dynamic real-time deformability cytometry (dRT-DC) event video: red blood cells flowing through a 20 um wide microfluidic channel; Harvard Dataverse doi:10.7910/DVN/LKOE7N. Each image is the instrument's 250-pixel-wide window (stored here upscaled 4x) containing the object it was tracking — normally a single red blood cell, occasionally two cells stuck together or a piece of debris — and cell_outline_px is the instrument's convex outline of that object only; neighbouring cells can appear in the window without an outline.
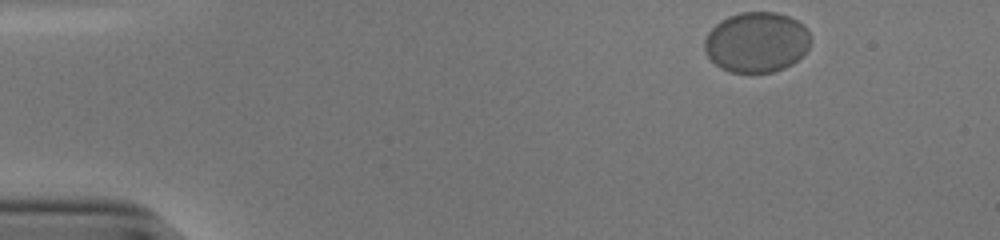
{"species": "human", "species_latin": "Homo sapiens", "temperature_condition": "cold", "stored_images_in_passage": 39, "camera_frame_rate_fps": 3000, "um_per_image_px": 0.085, "donor": {"sex": "male"}, "frame": {"image": 1, "passage_image": 1, "time_ms": 0.0, "image_size_px": [1000, 240], "cell_outline_px": [[812, 40], [808, 48], [792, 64], [784, 68], [772, 72], [732, 72], [720, 68], [704, 52], [704, 40], [708, 32], [720, 20], [728, 16], [740, 12], [776, 12], [788, 16], [804, 24], [808, 28]], "centroid_in_image_um": [64.31, 3.57], "position_along_channel_um": 20.7, "area_um2": 37.51}}
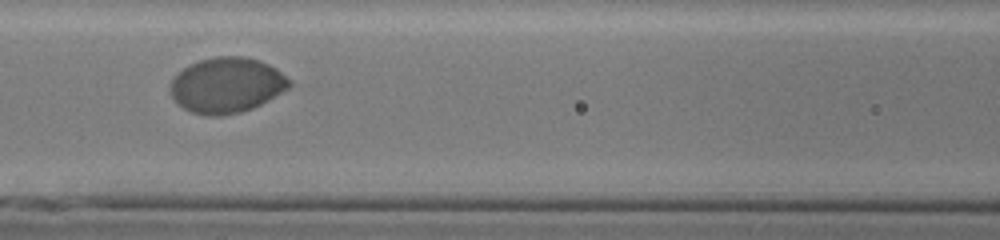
{"frame": {"image": 2, "passage_image": 19, "time_ms": 6.0, "image_size_px": [1000, 240], "cell_outline_px": [[292, 84], [288, 88], [268, 100], [252, 108], [240, 112], [220, 116], [204, 116], [192, 112], [184, 108], [172, 96], [168, 88], [176, 72], [188, 64], [200, 60], [216, 56], [244, 56], [268, 64], [276, 68], [292, 80]], "centroid_in_image_um": [19.25, 7.23], "position_along_channel_um": 147.4, "area_um2": 38.55}}
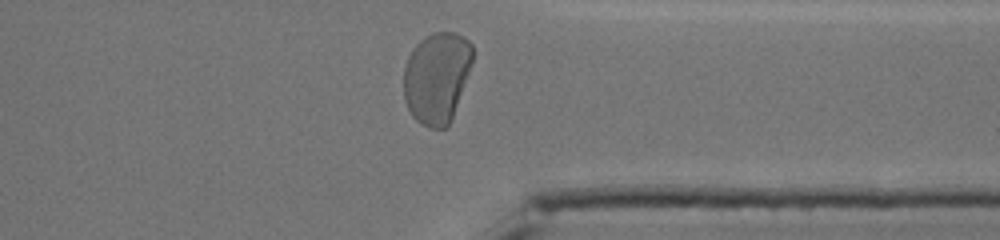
{"frame": {"image": 3, "passage_image": 37, "time_ms": 12.0, "image_size_px": [1000, 240], "cell_outline_px": [[472, 64], [452, 120], [448, 128], [432, 128], [420, 124], [412, 116], [404, 100], [404, 68], [408, 56], [412, 48], [420, 40], [432, 32], [456, 32], [464, 36], [472, 44]], "centroid_in_image_um": [37.13, 6.59], "position_along_channel_um": 374.3, "area_um2": 36.99}, "authors_computed_cell_mechanics": {"area_um2": 37.4544, "velocity_mm_per_s": 3.8169, "shape_relaxation_time_tau1_ms": 2.5026, "shape_relaxation_time_tau2_ms": null, "deformation_change_tau1": 0.0881, "deformation_change_tau2": null}}